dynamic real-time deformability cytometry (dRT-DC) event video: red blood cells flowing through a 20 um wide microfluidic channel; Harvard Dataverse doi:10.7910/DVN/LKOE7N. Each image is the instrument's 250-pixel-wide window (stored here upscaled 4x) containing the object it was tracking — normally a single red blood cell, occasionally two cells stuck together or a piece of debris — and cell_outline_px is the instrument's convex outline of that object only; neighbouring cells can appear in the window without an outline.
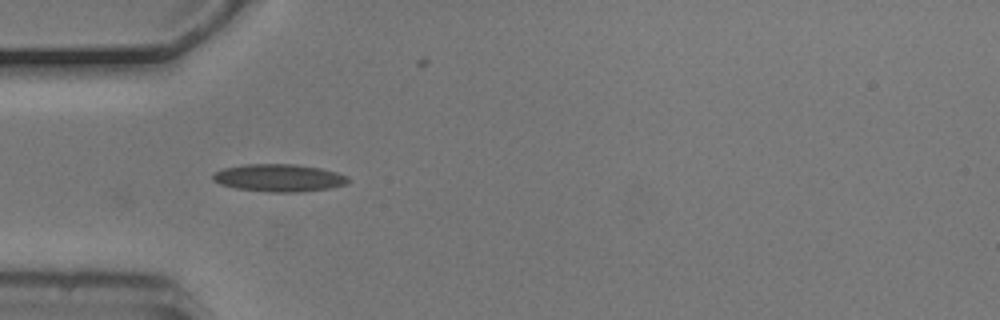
{"species": "common noctule bat (a hibernating species)", "species_latin": "Nyctalus noctula", "temperature_condition": "cold", "stored_images_in_passage": 3, "camera_frame_rate_fps": 3000, "um_per_image_px": 0.085, "animal": {"sex": "male", "body_mass_g": 20.5, "forearm_length_mm": 52.5}, "frame": {"image": 1, "passage_image": 2, "time_ms": 0.333, "image_size_px": [1000, 320], "cell_outline_px": [[348, 184], [332, 188], [300, 192], [268, 192], [236, 188], [220, 184], [212, 180], [212, 176], [216, 172], [224, 168], [244, 164], [296, 164], [320, 168], [336, 172], [348, 176]], "centroid_in_image_um": [23.73, 15.12], "position_along_channel_um": 61.3, "area_um2": 21.79}}